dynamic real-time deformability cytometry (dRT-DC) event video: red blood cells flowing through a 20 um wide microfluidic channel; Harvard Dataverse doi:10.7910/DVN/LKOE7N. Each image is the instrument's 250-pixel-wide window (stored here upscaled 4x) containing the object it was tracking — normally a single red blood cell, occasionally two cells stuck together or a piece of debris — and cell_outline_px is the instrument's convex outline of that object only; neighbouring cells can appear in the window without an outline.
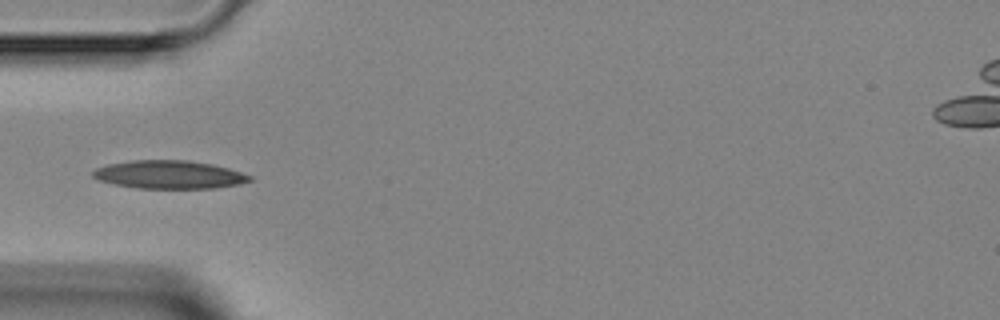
{"species": "Egyptian fruit bat (a non-hibernating species)", "species_latin": "Rousettus aegyptiacus", "temperature_condition": "room temperature", "stored_images_in_passage": 2, "camera_frame_rate_fps": 3000, "um_per_image_px": 0.085, "animal": {"sex": "female"}, "frame": {"image": 1, "passage_image": 1, "time_ms": 0.0, "image_size_px": [1000, 320], "cell_outline_px": [[252, 180], [240, 184], [216, 188], [136, 188], [116, 184], [100, 180], [92, 176], [92, 172], [96, 168], [108, 164], [132, 160], [188, 160], [212, 164], [228, 168], [252, 176]], "centroid_in_image_um": [14.4, 14.84], "position_along_channel_um": 70.6, "area_um2": 25.66}}
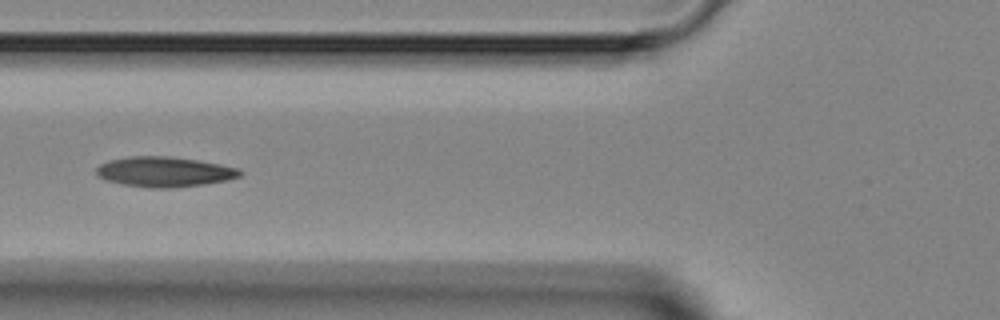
{"frame": {"image": 2, "passage_image": 2, "time_ms": 1.0, "image_size_px": [1000, 320], "cell_outline_px": [[244, 172], [240, 176], [224, 180], [204, 184], [172, 188], [148, 188], [124, 184], [108, 180], [96, 176], [96, 168], [100, 164], [108, 160], [132, 156], [168, 156], [196, 160], [236, 168]], "centroid_in_image_um": [13.92, 14.6], "position_along_channel_um": 111.9, "area_um2": 24.91}}